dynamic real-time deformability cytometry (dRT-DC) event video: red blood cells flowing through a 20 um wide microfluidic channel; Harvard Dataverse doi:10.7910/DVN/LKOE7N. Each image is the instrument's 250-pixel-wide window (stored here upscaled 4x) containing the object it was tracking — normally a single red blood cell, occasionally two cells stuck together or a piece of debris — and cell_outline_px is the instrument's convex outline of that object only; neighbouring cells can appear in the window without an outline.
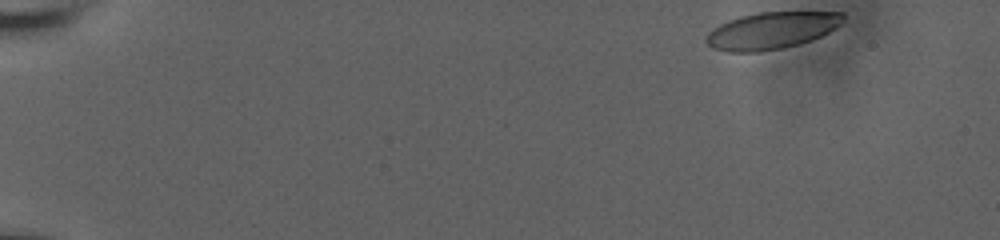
{"species": "human", "species_latin": "Homo sapiens", "temperature_condition": "room temperature", "stored_images_in_passage": 67, "camera_frame_rate_fps": 3000, "um_per_image_px": 0.085, "donor": {"sex": "male"}, "frame": {"image": 1, "passage_image": 1, "time_ms": 0.0, "image_size_px": [1000, 240], "cell_outline_px": [[844, 16], [840, 24], [828, 32], [820, 36], [796, 44], [780, 48], [760, 52], [728, 52], [712, 48], [704, 40], [704, 36], [712, 28], [720, 24], [744, 16], [760, 12], [844, 12]], "centroid_in_image_um": [65.53, 2.6], "position_along_channel_um": 19.5, "area_um2": 29.07}}
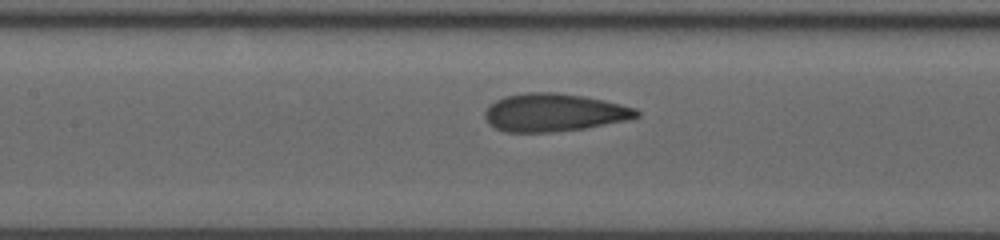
{"frame": {"image": 2, "passage_image": 32, "time_ms": 8.0, "image_size_px": [1000, 240], "cell_outline_px": [[640, 116], [628, 120], [584, 128], [548, 132], [504, 132], [488, 124], [484, 116], [484, 112], [496, 100], [504, 96], [528, 92], [556, 92], [584, 96], [604, 100], [636, 108], [640, 112]], "centroid_in_image_um": [47.09, 9.56], "position_along_channel_um": 160.3, "area_um2": 33.52}}
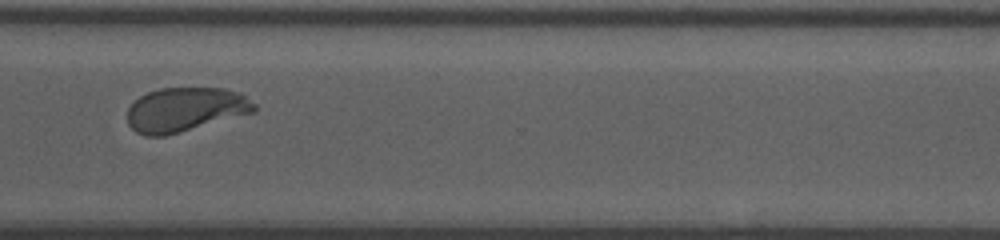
{"frame": {"image": 3, "passage_image": 66, "time_ms": 13.333, "image_size_px": [1000, 240], "cell_outline_px": [[256, 112], [180, 132], [164, 136], [144, 136], [136, 132], [128, 124], [128, 108], [140, 96], [148, 92], [160, 88], [224, 88], [240, 92], [256, 104]], "centroid_in_image_um": [15.77, 9.31], "position_along_channel_um": 354.8, "area_um2": 32.77}}